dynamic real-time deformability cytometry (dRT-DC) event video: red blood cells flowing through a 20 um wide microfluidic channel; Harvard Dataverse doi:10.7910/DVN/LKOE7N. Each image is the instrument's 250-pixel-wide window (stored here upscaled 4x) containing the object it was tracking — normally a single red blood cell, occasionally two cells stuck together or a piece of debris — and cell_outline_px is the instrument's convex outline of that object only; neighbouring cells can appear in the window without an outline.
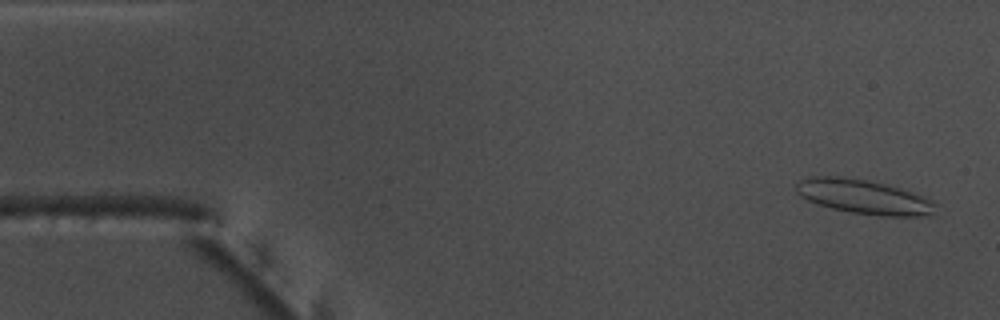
{"species": "common noctule bat (a hibernating species)", "species_latin": "Nyctalus noctula", "temperature_condition": "warm", "stored_images_in_passage": 54, "camera_frame_rate_fps": 3000, "um_per_image_px": 0.085, "animal": {"sex": "male", "body_mass_g": 17.5, "forearm_length_mm": 52.3}, "frame": {"image": 1, "passage_image": 3, "time_ms": 0.667, "image_size_px": [1000, 320], "cell_outline_px": [[936, 216], [884, 216], [852, 212], [832, 208], [808, 200], [800, 196], [796, 192], [796, 184], [800, 180], [812, 176], [840, 176], [868, 180], [888, 184], [924, 196], [932, 200], [936, 204]], "centroid_in_image_um": [73.49, 16.73], "position_along_channel_um": 11.5, "area_um2": 28.09}}
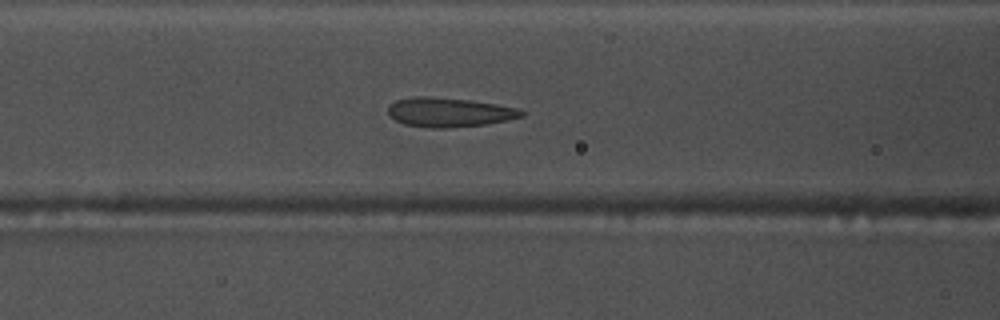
{"frame": {"image": 2, "passage_image": 22, "time_ms": 7.0, "image_size_px": [1000, 320], "cell_outline_px": [[528, 112], [524, 116], [508, 120], [488, 124], [448, 128], [428, 128], [404, 124], [396, 120], [388, 112], [388, 104], [396, 100], [412, 96], [432, 96], [468, 100], [496, 104], [520, 108]], "centroid_in_image_um": [38.22, 9.54], "position_along_channel_um": 128.4, "area_um2": 23.12}}
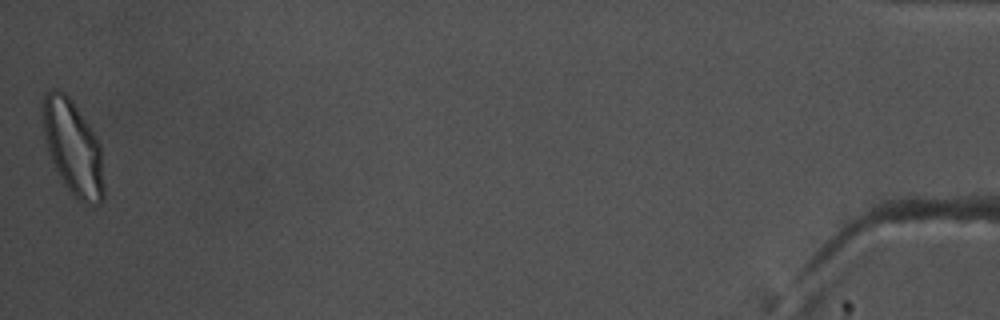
{"frame": {"image": 3, "passage_image": 54, "time_ms": 17.667, "image_size_px": [1000, 320], "cell_outline_px": [[104, 200], [100, 204], [84, 204], [72, 196], [64, 184], [52, 160], [48, 148], [40, 116], [40, 108], [44, 96], [52, 88], [56, 88], [64, 92], [72, 100], [96, 136], [100, 144], [104, 188]], "centroid_in_image_um": [6.2, 12.54], "position_along_channel_um": 429.0, "area_um2": 33.87}, "authors_computed_cell_mechanics": {"area_um2": 24.1026, "velocity_mm_per_s": 3.7664, "shape_relaxation_time_tau1_ms": 4.5397, "shape_relaxation_time_tau2_ms": 0.9453, "deformation_change_tau1": 0.1206, "deformation_change_tau2": 0.0642}}